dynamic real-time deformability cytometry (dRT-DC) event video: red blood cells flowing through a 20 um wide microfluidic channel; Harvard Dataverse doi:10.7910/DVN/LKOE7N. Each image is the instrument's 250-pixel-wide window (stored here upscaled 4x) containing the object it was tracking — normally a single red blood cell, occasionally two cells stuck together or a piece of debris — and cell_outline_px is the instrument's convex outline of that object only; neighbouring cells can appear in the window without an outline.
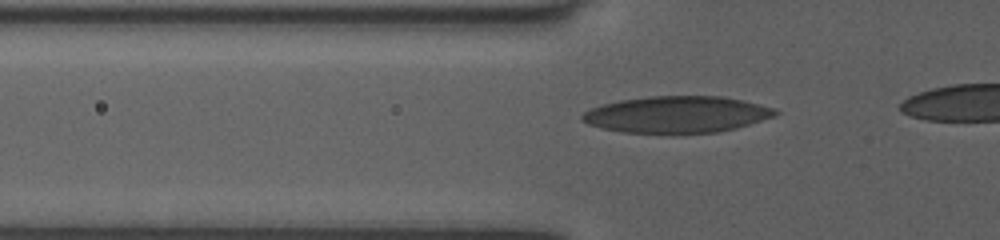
{"species": "human", "species_latin": "Homo sapiens", "temperature_condition": "room temperature", "stored_images_in_passage": 29, "camera_frame_rate_fps": 3000, "um_per_image_px": 0.085, "donor": {"sex": "female"}, "frame": {"image": 1, "passage_image": 4, "time_ms": 1.0, "image_size_px": [1000, 240], "cell_outline_px": [[780, 112], [772, 116], [736, 128], [716, 132], [624, 132], [604, 128], [588, 124], [580, 120], [580, 116], [584, 112], [592, 108], [604, 104], [620, 100], [652, 96], [720, 96], [740, 100], [776, 108]], "centroid_in_image_um": [57.51, 9.71], "position_along_channel_um": 68.3, "area_um2": 40.4}}
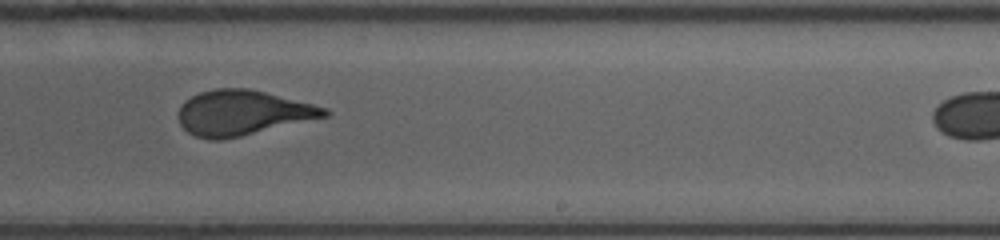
{"frame": {"image": 2, "passage_image": 19, "time_ms": 6.0, "image_size_px": [1000, 240], "cell_outline_px": [[332, 112], [328, 116], [240, 136], [220, 140], [208, 140], [196, 136], [188, 132], [180, 124], [180, 104], [184, 100], [200, 92], [216, 88], [248, 88], [328, 108]], "centroid_in_image_um": [20.6, 9.59], "position_along_channel_um": 268.4, "area_um2": 37.97}}
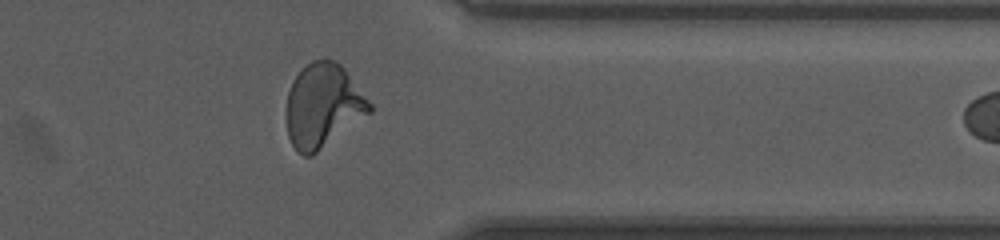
{"frame": {"image": 3, "passage_image": 28, "time_ms": 9.0, "image_size_px": [1000, 240], "cell_outline_px": [[372, 112], [312, 156], [304, 156], [292, 144], [288, 136], [284, 116], [284, 112], [288, 92], [296, 76], [312, 60], [336, 60], [344, 68], [372, 104]], "centroid_in_image_um": [27.44, 9.01], "position_along_channel_um": 384.0, "area_um2": 40.63}}